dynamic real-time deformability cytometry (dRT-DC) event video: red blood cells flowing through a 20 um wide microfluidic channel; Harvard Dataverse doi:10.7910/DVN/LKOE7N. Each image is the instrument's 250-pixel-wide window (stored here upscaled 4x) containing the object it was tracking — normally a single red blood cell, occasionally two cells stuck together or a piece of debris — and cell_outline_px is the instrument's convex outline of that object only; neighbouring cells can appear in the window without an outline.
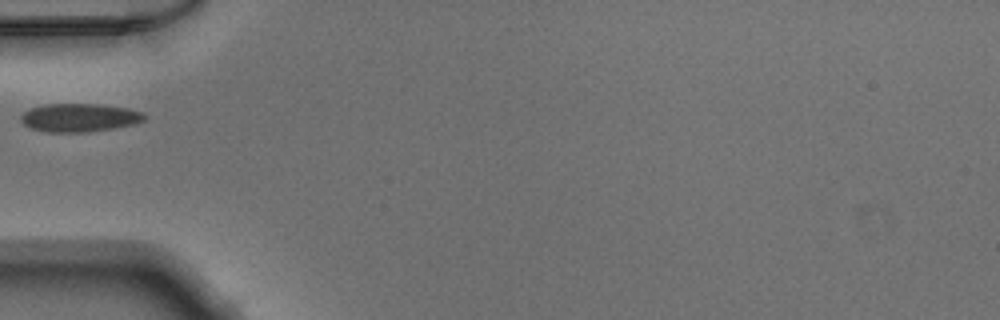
{"species": "Egyptian fruit bat (a non-hibernating species)", "species_latin": "Rousettus aegyptiacus", "temperature_condition": "warm", "stored_images_in_passage": 35, "camera_frame_rate_fps": 3000, "um_per_image_px": 0.085, "animal": {"sex": "male"}, "frame": {"image": 1, "passage_image": 1, "time_ms": 0.0, "image_size_px": [1000, 320], "cell_outline_px": [[148, 116], [144, 120], [136, 124], [88, 132], [44, 132], [32, 128], [24, 124], [20, 120], [20, 116], [24, 112], [32, 108], [44, 104], [100, 104], [128, 108], [144, 112]], "centroid_in_image_um": [6.79, 10.0], "position_along_channel_um": 78.2, "area_um2": 20.52}}
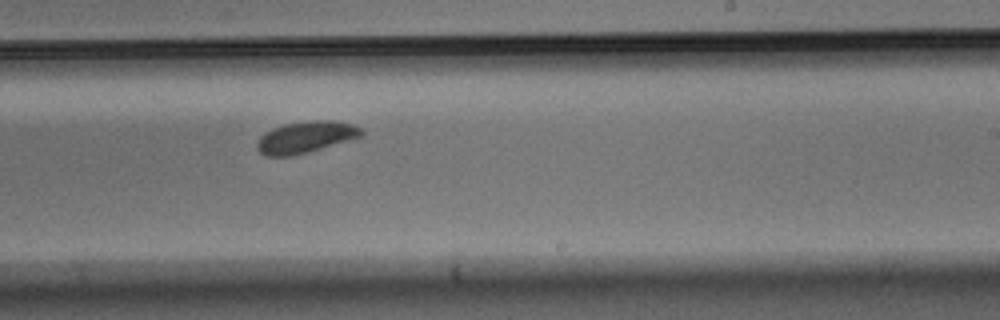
{"frame": {"image": 2, "passage_image": 15, "time_ms": 4.667, "image_size_px": [1000, 320], "cell_outline_px": [[364, 136], [304, 152], [288, 156], [268, 156], [260, 152], [256, 148], [256, 144], [260, 136], [264, 132], [272, 128], [284, 124], [312, 120], [332, 120], [352, 124], [360, 128], [364, 132]], "centroid_in_image_um": [25.96, 11.63], "position_along_channel_um": 263.0, "area_um2": 18.96}}
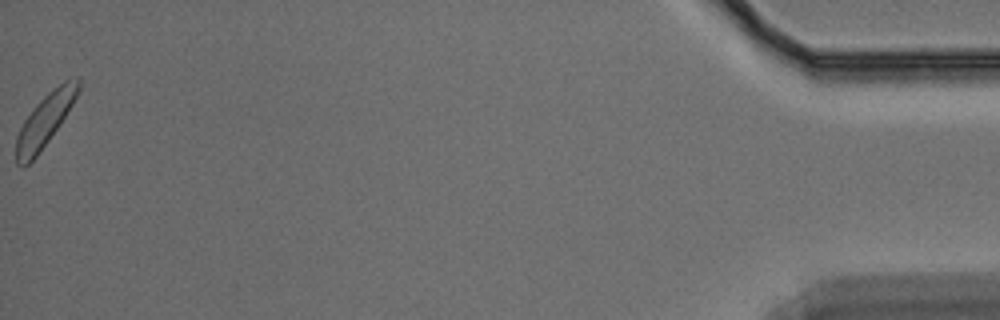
{"frame": {"image": 3, "passage_image": 35, "time_ms": 11.333, "image_size_px": [1000, 320], "cell_outline_px": [[80, 92], [48, 140], [36, 156], [24, 168], [20, 168], [16, 164], [16, 136], [24, 120], [32, 108], [48, 92], [64, 80], [76, 76], [80, 80]], "centroid_in_image_um": [3.8, 10.21], "position_along_channel_um": 431.4, "area_um2": 18.84}}